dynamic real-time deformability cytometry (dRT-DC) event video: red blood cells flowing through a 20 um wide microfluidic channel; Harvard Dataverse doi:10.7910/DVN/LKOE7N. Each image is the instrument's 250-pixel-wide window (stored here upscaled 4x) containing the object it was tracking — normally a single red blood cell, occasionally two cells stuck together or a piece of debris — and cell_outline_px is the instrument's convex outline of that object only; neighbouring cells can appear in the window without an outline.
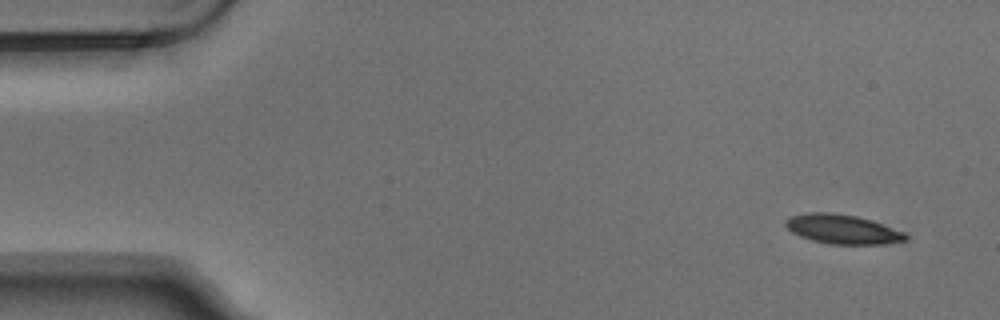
{"species": "Egyptian fruit bat (a non-hibernating species)", "species_latin": "Rousettus aegyptiacus", "temperature_condition": "warm", "stored_images_in_passage": 5, "camera_frame_rate_fps": 3000, "um_per_image_px": 0.085, "animal": {"sex": "male"}, "frame": {"image": 1, "passage_image": 1, "time_ms": 0.0, "image_size_px": [1000, 320], "cell_outline_px": [[908, 240], [884, 244], [832, 244], [812, 240], [800, 236], [792, 232], [784, 224], [784, 220], [792, 216], [804, 212], [832, 212], [856, 216], [872, 220], [904, 232], [908, 236]], "centroid_in_image_um": [71.61, 19.47], "position_along_channel_um": 13.4, "area_um2": 20.58}}
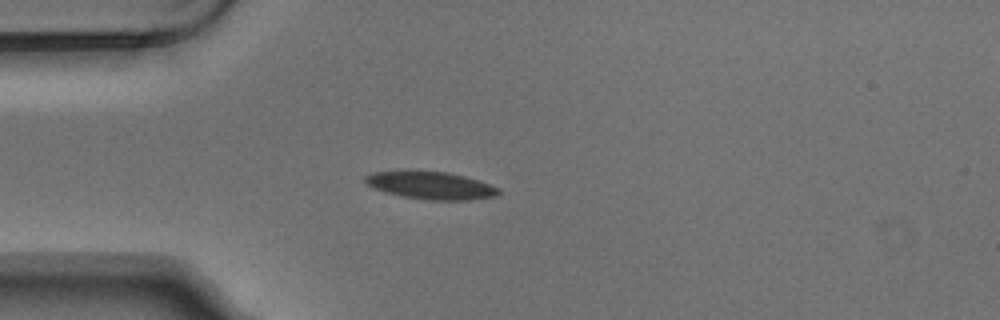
{"frame": {"image": 2, "passage_image": 4, "time_ms": 1.0, "image_size_px": [1000, 320], "cell_outline_px": [[500, 192], [496, 196], [468, 200], [428, 200], [400, 196], [372, 188], [364, 180], [364, 176], [372, 172], [408, 168], [448, 172], [464, 176], [500, 188]], "centroid_in_image_um": [36.53, 15.72], "position_along_channel_um": 48.5, "area_um2": 22.14}}